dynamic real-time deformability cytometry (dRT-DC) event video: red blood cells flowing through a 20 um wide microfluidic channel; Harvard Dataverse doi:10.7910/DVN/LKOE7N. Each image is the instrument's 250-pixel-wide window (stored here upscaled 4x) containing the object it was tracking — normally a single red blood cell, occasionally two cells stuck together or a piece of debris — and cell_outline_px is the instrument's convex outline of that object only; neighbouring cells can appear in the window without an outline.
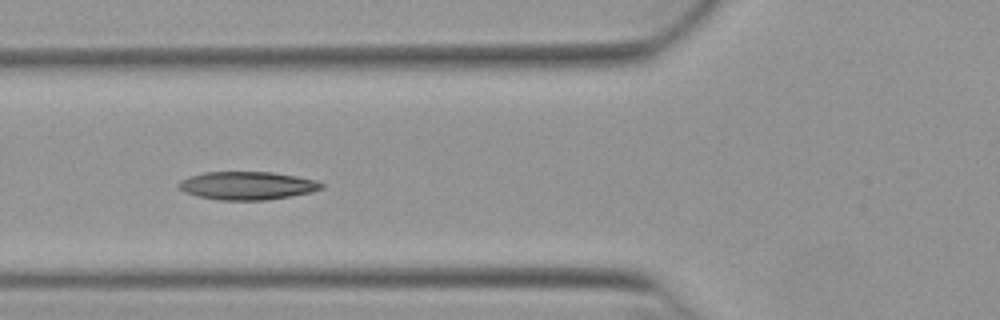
{"species": "Egyptian fruit bat (a non-hibernating species)", "species_latin": "Rousettus aegyptiacus", "temperature_condition": "warm", "stored_images_in_passage": 12, "camera_frame_rate_fps": 3000, "um_per_image_px": 0.085, "animal": {"sex": "female"}, "frame": {"image": 1, "passage_image": 6, "time_ms": 1.667, "image_size_px": [1000, 320], "cell_outline_px": [[324, 188], [312, 192], [292, 196], [268, 200], [220, 200], [196, 196], [184, 192], [176, 184], [180, 180], [188, 176], [204, 172], [272, 172], [296, 176], [316, 180], [324, 184]], "centroid_in_image_um": [21.01, 15.78], "position_along_channel_um": 104.8, "area_um2": 23.64}}
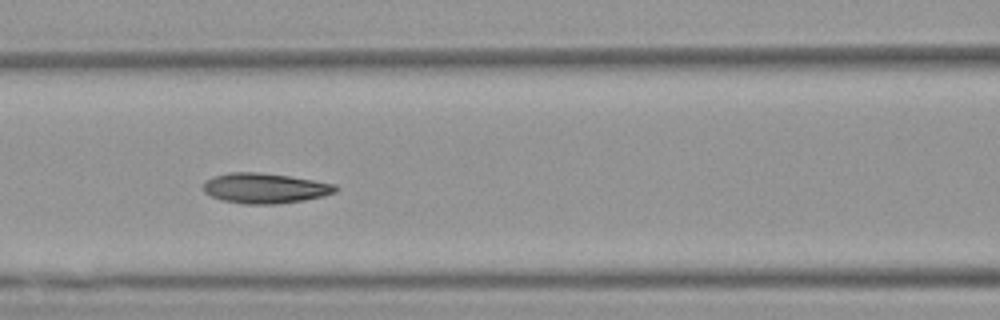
{"frame": {"image": 2, "passage_image": 9, "time_ms": 2.667, "image_size_px": [1000, 320], "cell_outline_px": [[340, 188], [336, 192], [324, 196], [304, 200], [276, 204], [244, 204], [224, 200], [212, 196], [204, 192], [204, 184], [208, 180], [216, 176], [228, 172], [256, 172], [288, 176], [336, 184]], "centroid_in_image_um": [22.57, 16.0], "position_along_channel_um": 144.0, "area_um2": 23.06}}